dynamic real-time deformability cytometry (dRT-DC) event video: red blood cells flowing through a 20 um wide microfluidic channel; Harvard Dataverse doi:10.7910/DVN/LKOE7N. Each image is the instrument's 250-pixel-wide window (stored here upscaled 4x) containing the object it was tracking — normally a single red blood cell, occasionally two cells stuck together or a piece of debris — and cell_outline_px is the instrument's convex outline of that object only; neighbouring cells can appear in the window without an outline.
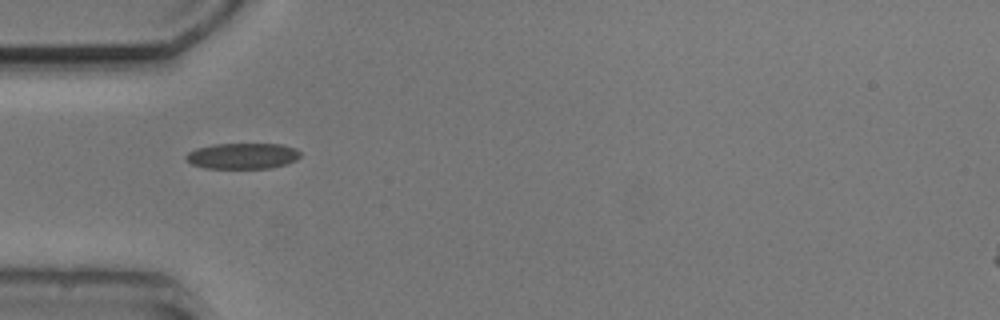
{"species": "common noctule bat (a hibernating species)", "species_latin": "Nyctalus noctula", "temperature_condition": "cold", "stored_images_in_passage": 3, "camera_frame_rate_fps": 3000, "um_per_image_px": 0.085, "animal": {"sex": "male", "body_mass_g": 20.5, "forearm_length_mm": 52.5}, "frame": {"image": 1, "passage_image": 1, "time_ms": 0.0, "image_size_px": [1000, 320], "cell_outline_px": [[300, 156], [296, 160], [288, 164], [268, 168], [204, 168], [192, 164], [184, 160], [184, 156], [188, 152], [196, 148], [212, 144], [280, 144], [296, 148], [300, 152]], "centroid_in_image_um": [20.59, 13.25], "position_along_channel_um": 64.4, "area_um2": 17.4}}